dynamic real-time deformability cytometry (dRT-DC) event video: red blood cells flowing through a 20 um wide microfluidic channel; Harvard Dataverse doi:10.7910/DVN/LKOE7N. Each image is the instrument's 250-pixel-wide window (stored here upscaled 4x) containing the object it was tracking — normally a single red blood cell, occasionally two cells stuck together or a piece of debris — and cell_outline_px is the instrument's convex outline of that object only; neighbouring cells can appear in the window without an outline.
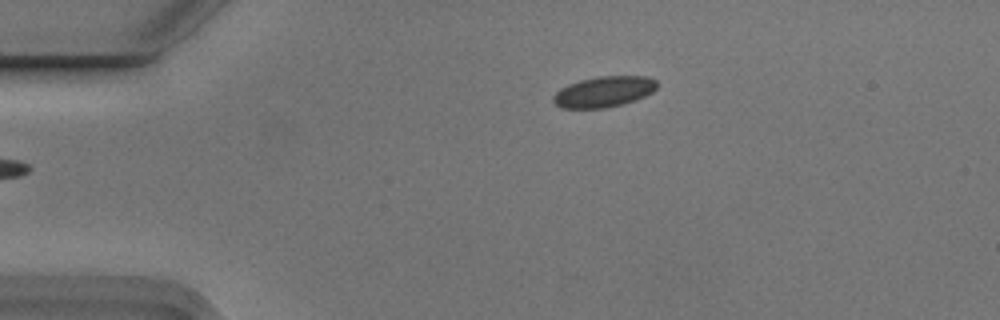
{"species": "Egyptian fruit bat (a non-hibernating species)", "species_latin": "Rousettus aegyptiacus", "temperature_condition": "cold", "stored_images_in_passage": 2, "camera_frame_rate_fps": 3000, "um_per_image_px": 0.085, "animal": {"sex": "male"}, "frame": {"image": 1, "passage_image": 2, "time_ms": 0.333, "image_size_px": [1000, 320], "cell_outline_px": [[660, 84], [652, 92], [636, 100], [604, 108], [560, 108], [552, 100], [552, 96], [560, 88], [568, 84], [580, 80], [596, 76], [648, 76], [656, 80]], "centroid_in_image_um": [51.33, 7.78], "position_along_channel_um": 33.7, "area_um2": 18.73}}